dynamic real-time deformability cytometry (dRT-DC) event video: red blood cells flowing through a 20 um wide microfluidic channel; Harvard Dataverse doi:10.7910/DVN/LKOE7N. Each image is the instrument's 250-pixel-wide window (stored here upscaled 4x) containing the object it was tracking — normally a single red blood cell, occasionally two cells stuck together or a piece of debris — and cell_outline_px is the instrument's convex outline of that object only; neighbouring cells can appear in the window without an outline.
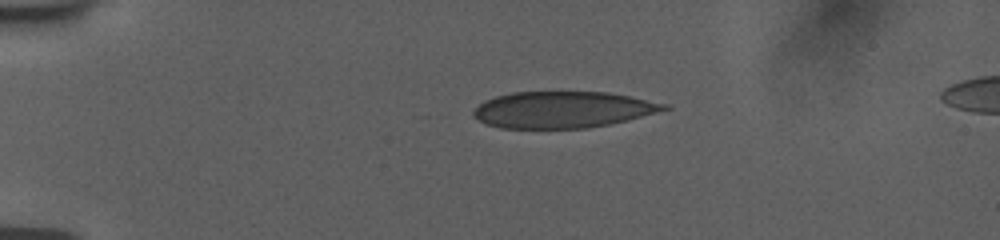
{"species": "human", "species_latin": "Homo sapiens", "temperature_condition": "room temperature", "stored_images_in_passage": 43, "camera_frame_rate_fps": 3000, "um_per_image_px": 0.085, "donor": {"sex": "female"}, "frame": {"image": 1, "passage_image": 1, "time_ms": 0.0, "image_size_px": [1000, 240], "cell_outline_px": [[672, 108], [608, 124], [588, 128], [500, 128], [484, 124], [472, 116], [472, 112], [484, 100], [496, 96], [512, 92], [608, 92], [668, 104]], "centroid_in_image_um": [47.77, 9.32], "position_along_channel_um": 37.2, "area_um2": 40.29}}
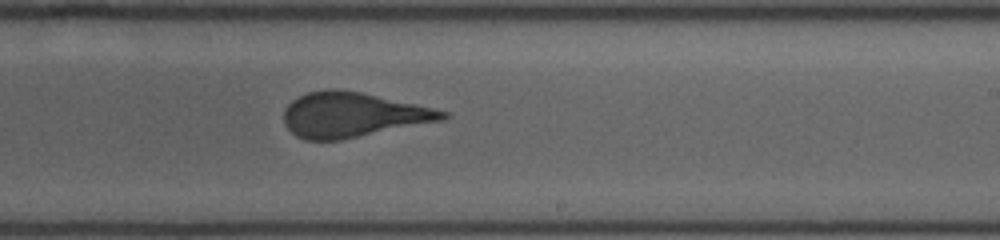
{"frame": {"image": 2, "passage_image": 23, "time_ms": 7.333, "image_size_px": [1000, 240], "cell_outline_px": [[448, 116], [444, 120], [340, 140], [304, 140], [296, 136], [284, 124], [284, 108], [292, 100], [308, 92], [328, 88], [332, 88], [360, 92], [432, 108], [448, 112]], "centroid_in_image_um": [29.93, 9.76], "position_along_channel_um": 259.1, "area_um2": 41.15}}
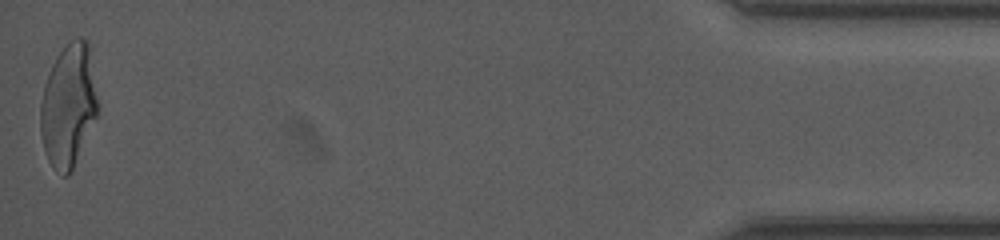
{"frame": {"image": 3, "passage_image": 43, "time_ms": 14.0, "image_size_px": [1000, 240], "cell_outline_px": [[96, 116], [72, 168], [68, 176], [64, 176], [56, 172], [52, 168], [44, 152], [40, 132], [40, 104], [44, 84], [52, 64], [56, 56], [72, 40], [80, 36], [88, 40], [96, 100]], "centroid_in_image_um": [5.76, 8.99], "position_along_channel_um": 429.4, "area_um2": 40.29}}